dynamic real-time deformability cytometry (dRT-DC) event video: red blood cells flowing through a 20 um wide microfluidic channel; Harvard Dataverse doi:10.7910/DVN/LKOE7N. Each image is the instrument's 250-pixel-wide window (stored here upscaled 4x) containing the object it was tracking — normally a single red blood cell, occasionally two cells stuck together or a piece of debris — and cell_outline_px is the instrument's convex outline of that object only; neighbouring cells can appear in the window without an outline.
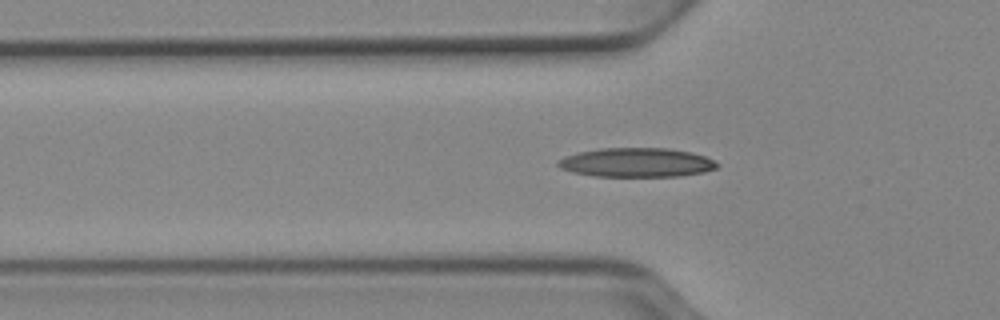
{"species": "Egyptian fruit bat (a non-hibernating species)", "species_latin": "Rousettus aegyptiacus", "temperature_condition": "cold", "stored_images_in_passage": 40, "camera_frame_rate_fps": 3000, "um_per_image_px": 0.085, "animal": {"sex": "female"}, "frame": {"image": 1, "passage_image": 7, "time_ms": 2.0, "image_size_px": [1000, 320], "cell_outline_px": [[720, 164], [716, 168], [704, 172], [680, 176], [596, 176], [572, 172], [560, 168], [556, 164], [556, 160], [564, 156], [576, 152], [600, 148], [668, 148], [692, 152], [704, 156]], "centroid_in_image_um": [54.07, 13.8], "position_along_channel_um": 71.7, "area_um2": 27.17}}
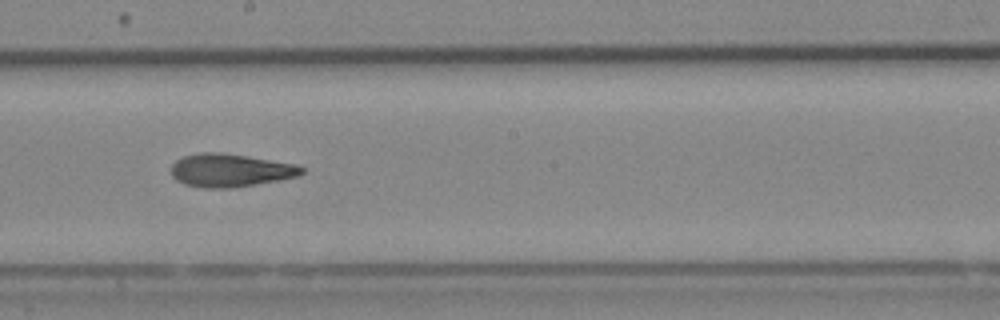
{"frame": {"image": 2, "passage_image": 19, "time_ms": 6.0, "image_size_px": [1000, 320], "cell_outline_px": [[304, 172], [300, 176], [280, 180], [232, 188], [204, 188], [184, 184], [176, 180], [172, 176], [172, 164], [176, 160], [184, 156], [200, 152], [220, 152], [248, 156], [296, 164], [304, 168]], "centroid_in_image_um": [19.59, 14.48], "position_along_channel_um": 228.6, "area_um2": 25.32}}
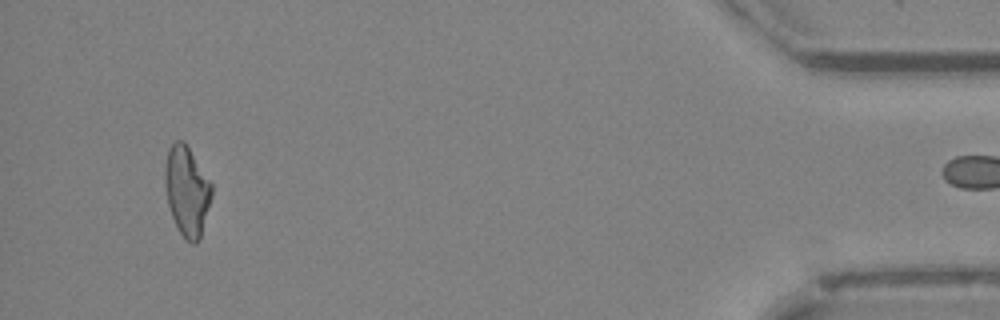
{"frame": {"image": 3, "passage_image": 39, "time_ms": 12.667, "image_size_px": [1000, 320], "cell_outline_px": [[212, 196], [200, 240], [196, 244], [192, 244], [180, 232], [172, 216], [168, 204], [164, 184], [164, 168], [168, 148], [176, 140], [184, 140], [212, 184]], "centroid_in_image_um": [15.88, 16.22], "position_along_channel_um": 419.3, "area_um2": 24.45}}